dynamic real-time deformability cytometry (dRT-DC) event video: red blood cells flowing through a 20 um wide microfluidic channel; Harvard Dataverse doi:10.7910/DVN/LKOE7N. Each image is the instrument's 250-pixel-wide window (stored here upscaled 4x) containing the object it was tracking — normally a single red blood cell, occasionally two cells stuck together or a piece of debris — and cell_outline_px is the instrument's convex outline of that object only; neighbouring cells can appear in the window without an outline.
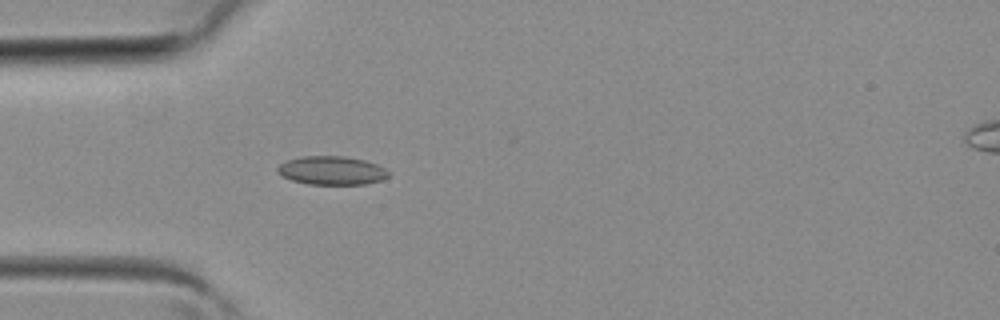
{"species": "common noctule bat (a hibernating species)", "species_latin": "Nyctalus noctula", "temperature_condition": "room temperature", "stored_images_in_passage": 30, "camera_frame_rate_fps": 3000, "um_per_image_px": 0.085, "animal": {"sex": "female", "body_mass_g": 19.3, "forearm_length_mm": 54.1}, "frame": {"image": 1, "passage_image": 2, "time_ms": 0.333, "image_size_px": [1000, 320], "cell_outline_px": [[388, 176], [380, 180], [364, 184], [308, 184], [292, 180], [276, 172], [276, 168], [280, 164], [288, 160], [300, 156], [344, 156], [364, 160], [376, 164], [384, 168], [388, 172]], "centroid_in_image_um": [28.16, 14.48], "position_along_channel_um": 56.8, "area_um2": 18.32}}
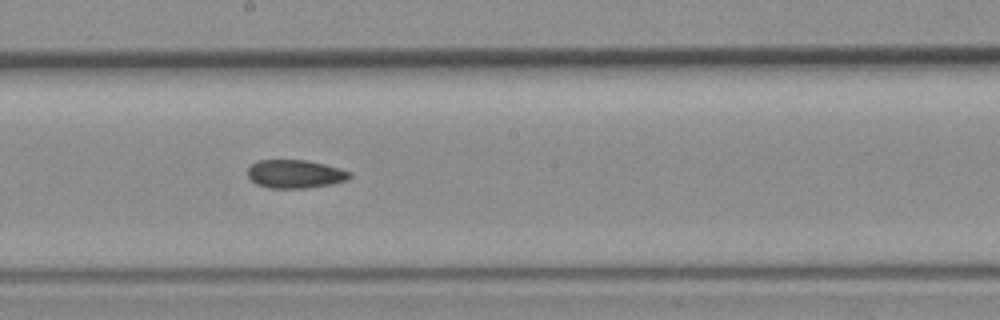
{"frame": {"image": 2, "passage_image": 12, "time_ms": 3.667, "image_size_px": [1000, 320], "cell_outline_px": [[352, 176], [348, 180], [332, 184], [304, 188], [268, 188], [256, 184], [248, 176], [248, 168], [256, 160], [304, 160], [324, 164], [352, 172]], "centroid_in_image_um": [25.09, 14.79], "position_along_channel_um": 223.1, "area_um2": 16.88}}
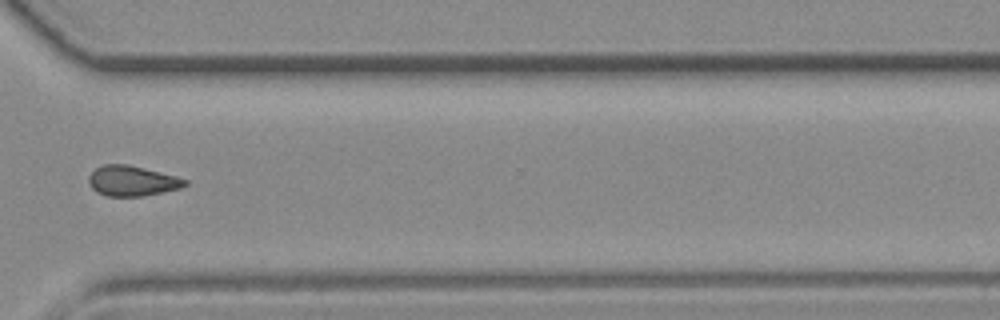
{"frame": {"image": 3, "passage_image": 20, "time_ms": 6.333, "image_size_px": [1000, 320], "cell_outline_px": [[188, 184], [180, 188], [140, 196], [108, 196], [96, 192], [88, 184], [88, 176], [96, 168], [104, 164], [128, 164], [176, 176], [188, 180]], "centroid_in_image_um": [11.2, 15.37], "position_along_channel_um": 359.4, "area_um2": 16.88}}